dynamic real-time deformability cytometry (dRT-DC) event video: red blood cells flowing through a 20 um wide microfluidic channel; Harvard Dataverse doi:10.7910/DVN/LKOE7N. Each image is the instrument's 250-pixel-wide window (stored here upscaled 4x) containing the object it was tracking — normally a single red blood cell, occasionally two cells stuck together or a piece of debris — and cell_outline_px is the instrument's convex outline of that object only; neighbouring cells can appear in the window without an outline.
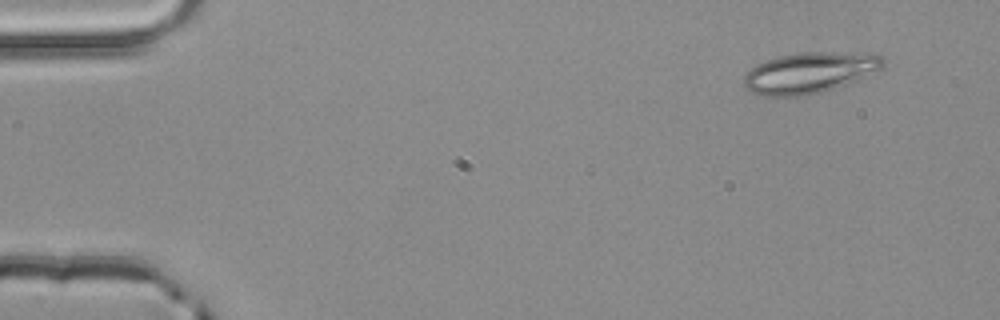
{"species": "common noctule bat (a hibernating species)", "species_latin": "Nyctalus noctula", "temperature_condition": "room temperature", "stored_images_in_passage": 3, "camera_frame_rate_fps": 3000, "um_per_image_px": 0.085, "animal": {"sex": "male", "body_mass_g": 20.4}, "frame": {"image": 1, "passage_image": 1, "time_ms": 0.0, "image_size_px": [1000, 320], "cell_outline_px": [[884, 64], [880, 68], [856, 80], [820, 92], [804, 96], [764, 96], [752, 92], [744, 88], [744, 76], [756, 64], [780, 56], [800, 52], [872, 52], [884, 56]], "centroid_in_image_um": [68.82, 6.16], "position_along_channel_um": 16.2, "area_um2": 33.06}}